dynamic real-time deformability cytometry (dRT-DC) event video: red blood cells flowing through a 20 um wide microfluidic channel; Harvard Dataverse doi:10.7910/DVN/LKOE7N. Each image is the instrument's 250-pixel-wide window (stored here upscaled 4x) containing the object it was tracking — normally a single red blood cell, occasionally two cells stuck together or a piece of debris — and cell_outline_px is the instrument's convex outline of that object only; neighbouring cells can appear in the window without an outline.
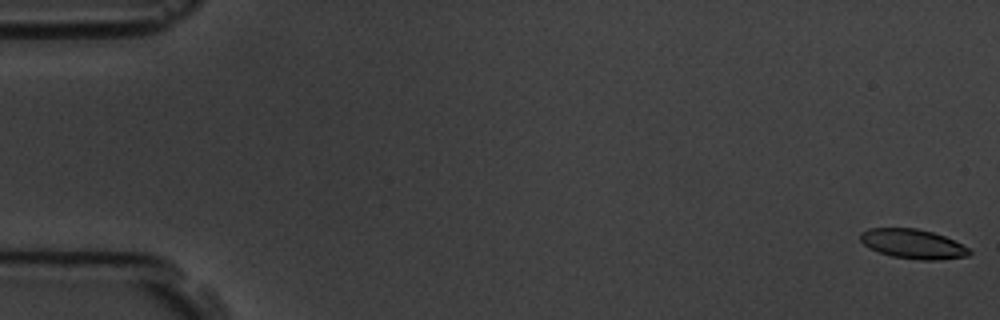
{"species": "common noctule bat (a hibernating species)", "species_latin": "Nyctalus noctula", "temperature_condition": "room temperature", "stored_images_in_passage": 6, "camera_frame_rate_fps": 3000, "um_per_image_px": 0.085, "animal": {"sex": "male", "body_mass_g": 19.5, "forearm_length_mm": 54.6}, "frame": {"image": 1, "passage_image": 1, "time_ms": 0.0, "image_size_px": [1000, 320], "cell_outline_px": [[972, 252], [968, 256], [936, 260], [920, 260], [892, 256], [868, 248], [860, 240], [860, 232], [868, 228], [916, 228], [932, 232], [944, 236], [968, 248]], "centroid_in_image_um": [77.56, 20.73], "position_along_channel_um": 7.4, "area_um2": 18.61}}
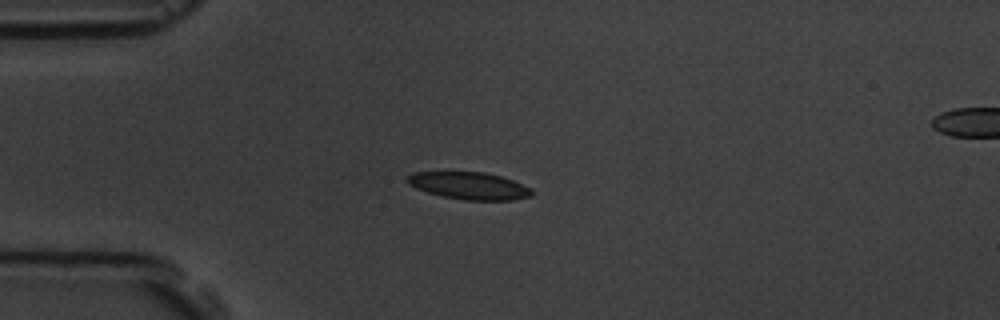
{"frame": {"image": 2, "passage_image": 5, "time_ms": 4.667, "image_size_px": [1000, 320], "cell_outline_px": [[532, 196], [512, 200], [464, 200], [444, 196], [428, 192], [416, 188], [408, 184], [404, 180], [404, 176], [412, 172], [484, 172], [500, 176], [512, 180], [532, 188]], "centroid_in_image_um": [39.84, 15.78], "position_along_channel_um": 45.2, "area_um2": 19.83}}